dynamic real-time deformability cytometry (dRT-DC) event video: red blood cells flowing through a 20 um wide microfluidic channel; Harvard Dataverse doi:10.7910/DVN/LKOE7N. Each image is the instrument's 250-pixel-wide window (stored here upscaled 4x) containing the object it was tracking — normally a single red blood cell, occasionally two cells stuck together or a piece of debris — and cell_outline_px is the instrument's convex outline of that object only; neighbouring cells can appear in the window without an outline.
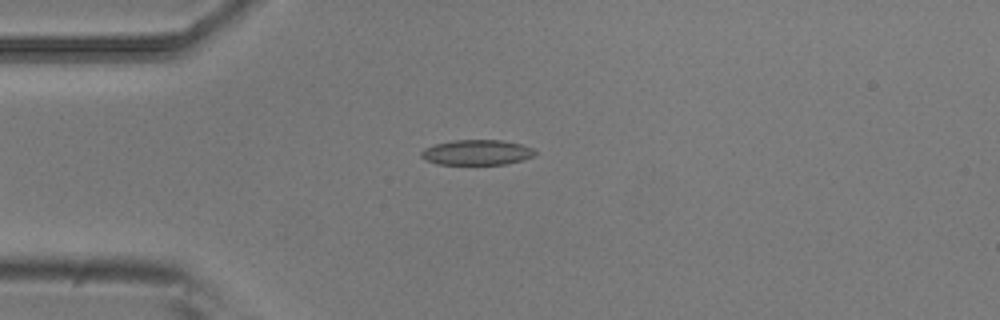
{"species": "common noctule bat (a hibernating species)", "species_latin": "Nyctalus noctula", "temperature_condition": "room temperature", "stored_images_in_passage": 3, "camera_frame_rate_fps": 3000, "um_per_image_px": 0.085, "animal": {"sex": "male", "body_mass_g": 20.5, "forearm_length_mm": 52.5}, "frame": {"image": 1, "passage_image": 2, "time_ms": 0.333, "image_size_px": [1000, 320], "cell_outline_px": [[536, 152], [532, 156], [520, 160], [504, 164], [436, 164], [424, 160], [420, 156], [420, 152], [424, 148], [436, 144], [456, 140], [500, 140], [520, 144], [532, 148]], "centroid_in_image_um": [40.47, 12.96], "position_along_channel_um": 44.5, "area_um2": 16.53}}
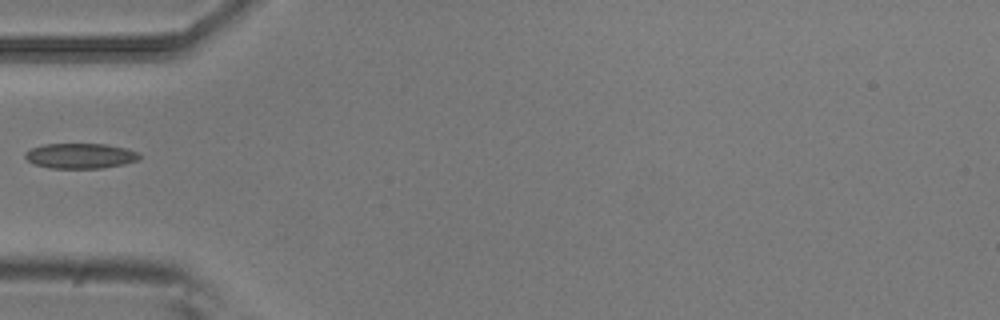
{"frame": {"image": 2, "passage_image": 3, "time_ms": 0.667, "image_size_px": [1000, 320], "cell_outline_px": [[140, 156], [136, 160], [124, 164], [100, 168], [48, 168], [36, 164], [28, 160], [24, 156], [24, 152], [32, 148], [44, 144], [104, 144], [124, 148], [136, 152]], "centroid_in_image_um": [6.78, 13.25], "position_along_channel_um": 78.2, "area_um2": 16.53}}